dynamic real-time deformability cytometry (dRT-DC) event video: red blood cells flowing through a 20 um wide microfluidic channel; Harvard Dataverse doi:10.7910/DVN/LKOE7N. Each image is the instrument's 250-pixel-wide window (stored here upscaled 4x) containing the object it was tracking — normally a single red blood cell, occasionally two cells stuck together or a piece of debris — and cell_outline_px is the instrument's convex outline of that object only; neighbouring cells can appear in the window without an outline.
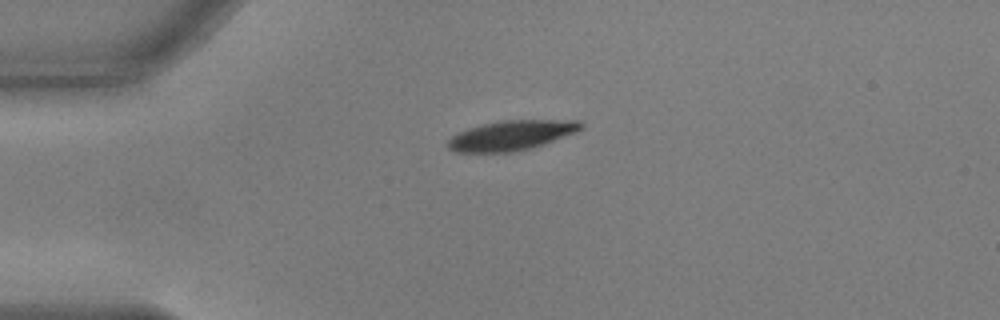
{"species": "common noctule bat (a hibernating species)", "species_latin": "Nyctalus noctula", "temperature_condition": "warm", "stored_images_in_passage": 43, "camera_frame_rate_fps": 3000, "um_per_image_px": 0.085, "animal": {"sex": "male", "body_mass_g": 17.9, "forearm_length_mm": 54.2}, "frame": {"image": 1, "passage_image": 1, "time_ms": 0.0, "image_size_px": [1000, 320], "cell_outline_px": [[584, 128], [576, 132], [544, 144], [512, 152], [456, 152], [448, 148], [448, 140], [456, 132], [468, 128], [500, 120], [580, 120], [584, 124]], "centroid_in_image_um": [43.48, 11.49], "position_along_channel_um": 41.5, "area_um2": 23.12}}
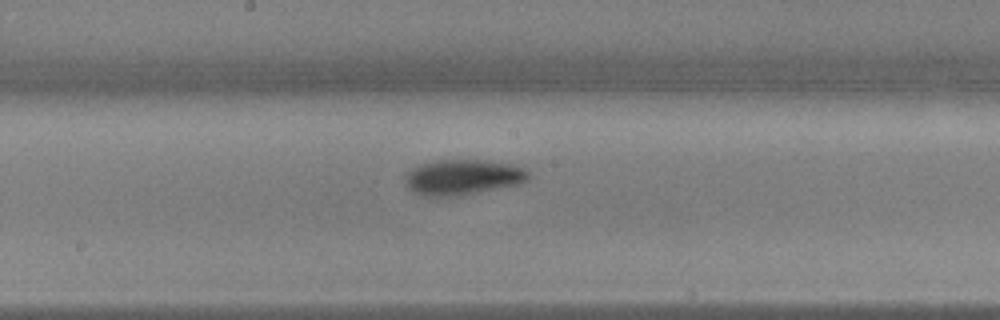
{"frame": {"image": 2, "passage_image": 17, "time_ms": 5.333, "image_size_px": [1000, 320], "cell_outline_px": [[528, 180], [520, 184], [460, 196], [420, 196], [412, 192], [408, 188], [404, 180], [408, 172], [420, 164], [436, 160], [488, 160], [512, 164], [524, 168], [528, 172]], "centroid_in_image_um": [39.34, 15.07], "position_along_channel_um": 208.9, "area_um2": 25.66}}
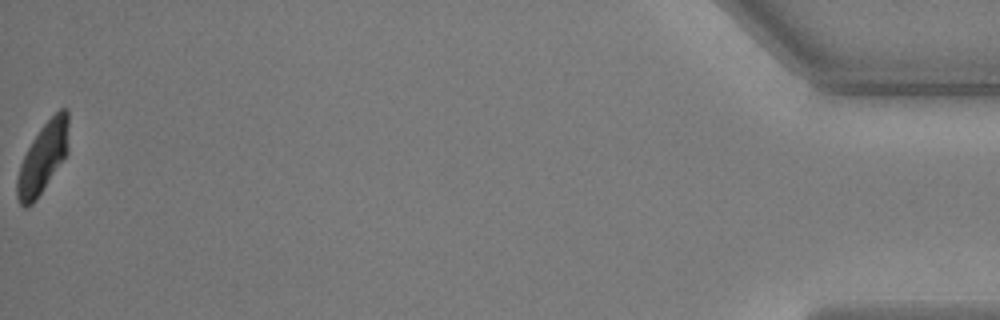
{"frame": {"image": 3, "passage_image": 43, "time_ms": 14.0, "image_size_px": [1000, 320], "cell_outline_px": [[68, 152], [36, 200], [28, 208], [24, 208], [20, 204], [16, 196], [16, 180], [20, 164], [32, 140], [40, 128], [60, 108], [68, 108]], "centroid_in_image_um": [3.63, 13.44], "position_along_channel_um": 431.6, "area_um2": 21.04}, "authors_computed_cell_mechanics": {"area_um2": 24.2182, "velocity_mm_per_s": 3.66, "shape_relaxation_time_tau1_ms": 2.6858, "shape_relaxation_time_tau2_ms": 0.8651, "deformation_change_tau1": 0.1496, "deformation_change_tau2": 0.0376}}